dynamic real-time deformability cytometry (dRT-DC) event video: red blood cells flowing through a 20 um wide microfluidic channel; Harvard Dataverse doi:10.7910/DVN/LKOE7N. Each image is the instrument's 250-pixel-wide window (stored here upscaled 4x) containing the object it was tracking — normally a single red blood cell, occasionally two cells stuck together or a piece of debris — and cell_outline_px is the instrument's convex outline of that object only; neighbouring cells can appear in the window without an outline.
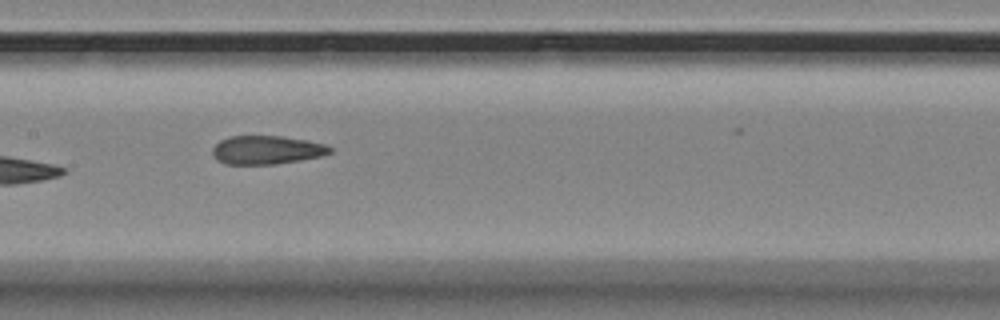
{"species": "Egyptian fruit bat (a non-hibernating species)", "species_latin": "Rousettus aegyptiacus", "temperature_condition": "room temperature", "stored_images_in_passage": 13, "camera_frame_rate_fps": 3000, "um_per_image_px": 0.085, "animal": {"sex": "female"}, "frame": {"image": 1, "passage_image": 6, "time_ms": 1.667, "image_size_px": [1000, 320], "cell_outline_px": [[332, 152], [320, 156], [300, 160], [276, 164], [224, 164], [216, 160], [212, 156], [212, 148], [220, 140], [228, 136], [280, 136], [308, 140], [324, 144], [332, 148]], "centroid_in_image_um": [22.63, 12.74], "position_along_channel_um": 184.8, "area_um2": 19.65}}
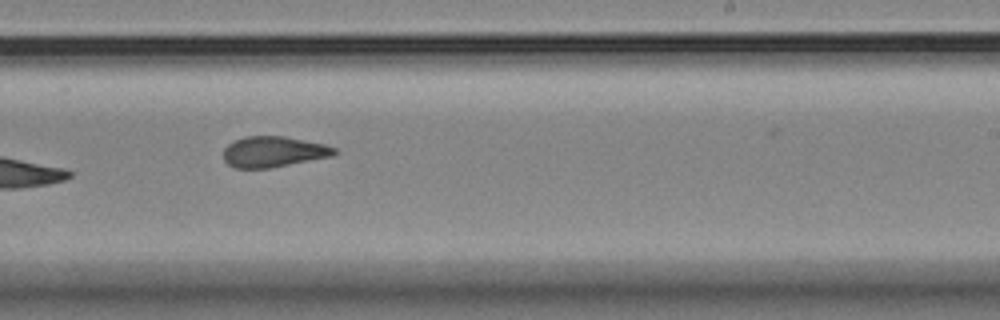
{"frame": {"image": 2, "passage_image": 8, "time_ms": 2.333, "image_size_px": [1000, 320], "cell_outline_px": [[336, 152], [332, 156], [268, 168], [236, 168], [228, 164], [224, 160], [224, 148], [228, 144], [244, 136], [284, 136], [324, 144], [336, 148]], "centroid_in_image_um": [23.22, 12.89], "position_along_channel_um": 265.8, "area_um2": 19.65}}
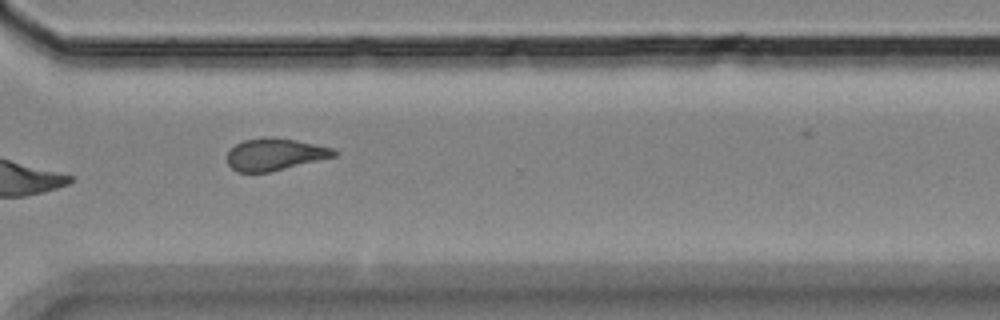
{"frame": {"image": 3, "passage_image": 10, "time_ms": 3.0, "image_size_px": [1000, 320], "cell_outline_px": [[336, 156], [268, 172], [236, 172], [228, 164], [228, 152], [236, 144], [244, 140], [264, 136], [272, 136], [296, 140], [332, 148], [336, 152]], "centroid_in_image_um": [23.33, 13.1], "position_along_channel_um": 347.3, "area_um2": 19.77}}